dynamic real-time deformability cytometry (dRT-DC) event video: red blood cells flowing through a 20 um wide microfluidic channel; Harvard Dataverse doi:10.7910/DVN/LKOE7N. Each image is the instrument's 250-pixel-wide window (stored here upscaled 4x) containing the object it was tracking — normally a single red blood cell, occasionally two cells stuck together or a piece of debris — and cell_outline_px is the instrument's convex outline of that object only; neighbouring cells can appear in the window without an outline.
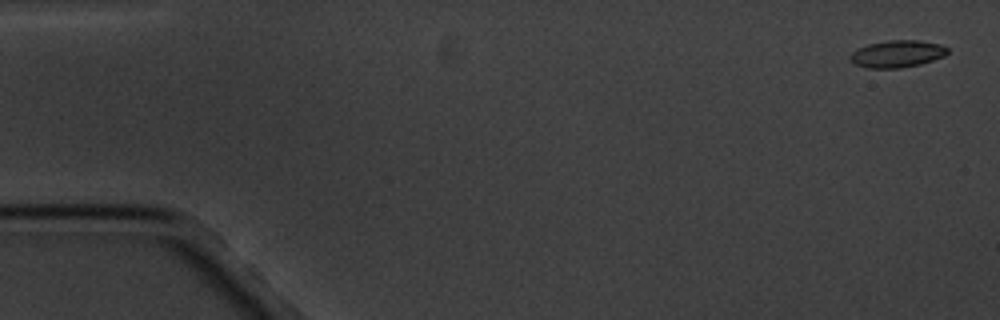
{"species": "common noctule bat (a hibernating species)", "species_latin": "Nyctalus noctula", "temperature_condition": "cold", "stored_images_in_passage": 4, "camera_frame_rate_fps": 3000, "um_per_image_px": 0.085, "animal": {"sex": "male", "body_mass_g": 20.1, "forearm_length_mm": 53.5}, "frame": {"image": 1, "passage_image": 1, "time_ms": 0.0, "image_size_px": [1000, 320], "cell_outline_px": [[948, 52], [944, 56], [920, 64], [900, 68], [868, 68], [856, 64], [848, 60], [848, 56], [852, 52], [868, 44], [888, 40], [920, 40], [940, 44], [948, 48]], "centroid_in_image_um": [76.25, 4.57], "position_along_channel_um": 8.8, "area_um2": 15.37}}